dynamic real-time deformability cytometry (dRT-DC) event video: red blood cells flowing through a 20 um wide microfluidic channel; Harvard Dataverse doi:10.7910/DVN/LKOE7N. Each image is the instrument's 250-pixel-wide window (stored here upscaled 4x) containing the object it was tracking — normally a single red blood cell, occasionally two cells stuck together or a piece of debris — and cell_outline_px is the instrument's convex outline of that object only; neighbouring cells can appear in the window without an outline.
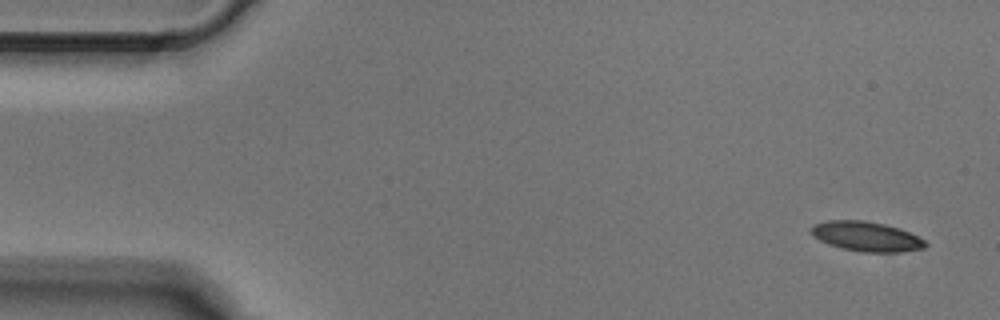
{"species": "Egyptian fruit bat (a non-hibernating species)", "species_latin": "Rousettus aegyptiacus", "temperature_condition": "cold", "stored_images_in_passage": 5, "camera_frame_rate_fps": 3000, "um_per_image_px": 0.085, "animal": {"sex": "male"}, "frame": {"image": 1, "passage_image": 1, "time_ms": 0.0, "image_size_px": [1000, 320], "cell_outline_px": [[928, 244], [924, 248], [904, 252], [860, 252], [840, 248], [828, 244], [812, 236], [812, 228], [816, 224], [828, 220], [864, 220], [884, 224], [900, 228], [924, 240]], "centroid_in_image_um": [73.66, 20.11], "position_along_channel_um": 11.3, "area_um2": 19.77}}